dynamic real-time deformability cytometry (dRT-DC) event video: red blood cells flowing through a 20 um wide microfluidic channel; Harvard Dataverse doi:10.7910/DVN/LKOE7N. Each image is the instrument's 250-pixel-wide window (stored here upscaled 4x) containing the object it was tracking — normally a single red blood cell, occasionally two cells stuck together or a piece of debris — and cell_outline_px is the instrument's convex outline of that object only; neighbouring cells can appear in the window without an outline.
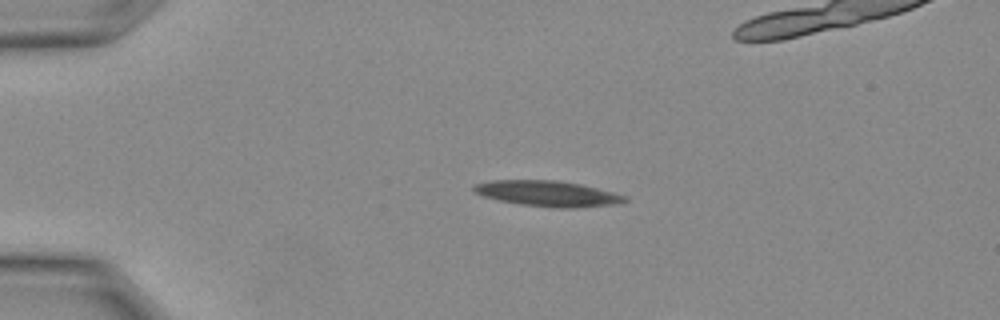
{"species": "Egyptian fruit bat (a non-hibernating species)", "species_latin": "Rousettus aegyptiacus", "temperature_condition": "warm", "stored_images_in_passage": 6, "camera_frame_rate_fps": 3000, "um_per_image_px": 0.085, "animal": {"sex": "female"}, "frame": {"image": 1, "passage_image": 1, "time_ms": 0.0, "image_size_px": [1000, 320], "cell_outline_px": [[628, 200], [620, 204], [576, 208], [560, 208], [524, 204], [500, 200], [484, 196], [476, 192], [472, 188], [476, 184], [492, 180], [556, 180], [580, 184], [628, 196]], "centroid_in_image_um": [46.63, 16.45], "position_along_channel_um": 38.4, "area_um2": 22.31}}